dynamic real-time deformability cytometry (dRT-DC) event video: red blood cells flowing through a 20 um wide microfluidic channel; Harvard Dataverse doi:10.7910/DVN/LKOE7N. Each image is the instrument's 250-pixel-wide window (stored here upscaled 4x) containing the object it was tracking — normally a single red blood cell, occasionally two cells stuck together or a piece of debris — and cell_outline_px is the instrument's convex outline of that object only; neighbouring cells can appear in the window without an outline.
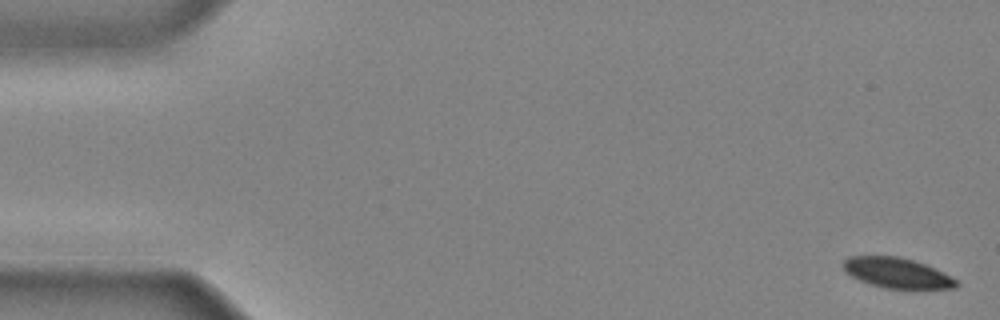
{"species": "common noctule bat (a hibernating species)", "species_latin": "Nyctalus noctula", "temperature_condition": "cold", "stored_images_in_passage": 44, "segment_of_instrument_passage": [1, 2], "camera_frame_rate_fps": 3000, "um_per_image_px": 0.085, "animal": {"sex": "male", "body_mass_g": 20.4}, "frame": {"image": 1, "passage_image": 1, "time_ms": 0.0, "image_size_px": [1000, 320], "cell_outline_px": [[960, 284], [956, 288], [884, 288], [860, 280], [852, 276], [844, 268], [844, 260], [848, 256], [900, 256], [936, 268], [956, 280]], "centroid_in_image_um": [76.27, 23.19], "position_along_channel_um": 8.7, "area_um2": 19.59}}
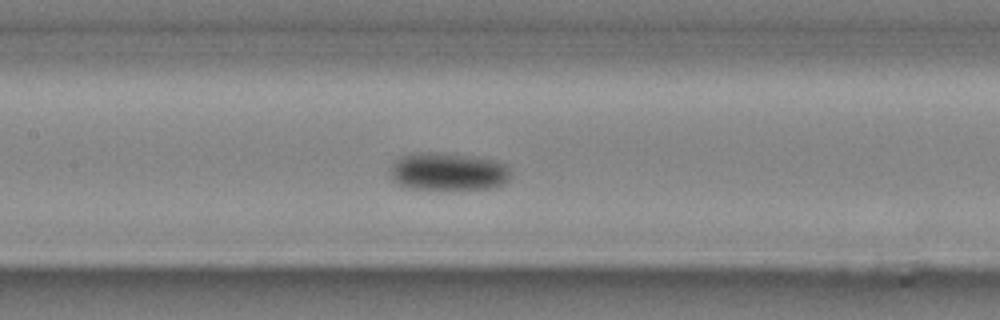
{"frame": {"image": 2, "passage_image": 21, "time_ms": 6.667, "image_size_px": [1000, 320], "cell_outline_px": [[512, 176], [504, 184], [492, 188], [412, 188], [400, 184], [392, 180], [388, 172], [388, 168], [400, 156], [412, 152], [436, 152], [468, 156], [492, 160], [508, 164]], "centroid_in_image_um": [38.07, 14.56], "position_along_channel_um": 169.3, "area_um2": 26.53}}
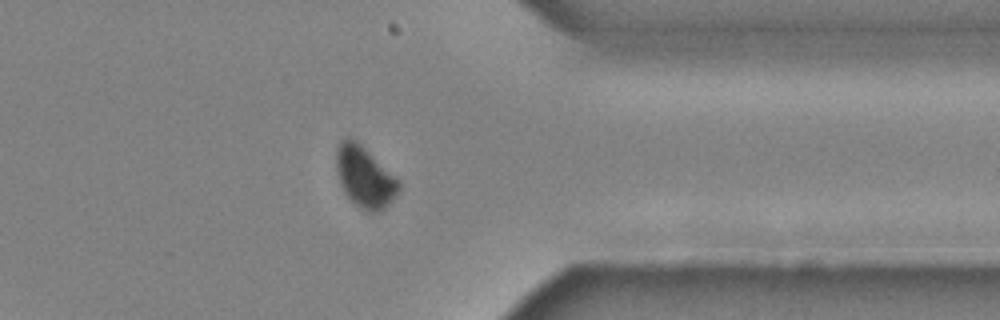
{"frame": {"image": 3, "passage_image": 36, "time_ms": 11.667, "image_size_px": [1000, 320], "cell_outline_px": [[400, 192], [380, 212], [368, 212], [360, 208], [344, 192], [340, 184], [336, 168], [336, 148], [340, 140], [348, 136], [352, 136], [400, 180]], "centroid_in_image_um": [31.0, 15.01], "position_along_channel_um": 380.4, "area_um2": 22.48}}